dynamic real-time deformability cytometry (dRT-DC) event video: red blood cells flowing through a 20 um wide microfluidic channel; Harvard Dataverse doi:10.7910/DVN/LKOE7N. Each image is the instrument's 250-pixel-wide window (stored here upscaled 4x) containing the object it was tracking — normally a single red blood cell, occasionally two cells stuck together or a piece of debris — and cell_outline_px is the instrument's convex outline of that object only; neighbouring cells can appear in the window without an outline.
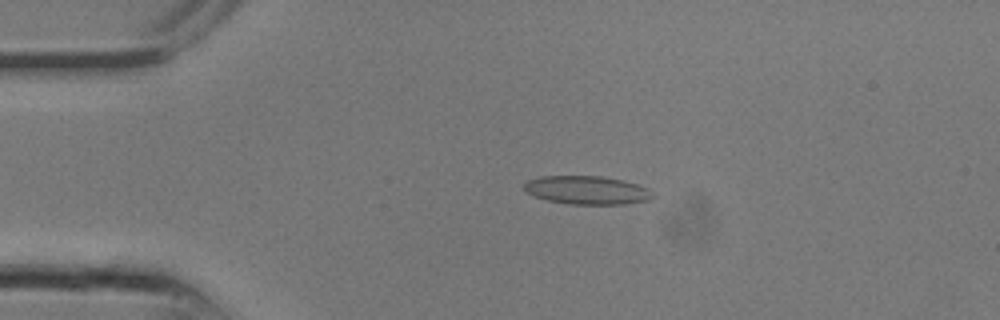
{"species": "common noctule bat (a hibernating species)", "species_latin": "Nyctalus noctula", "temperature_condition": "room temperature", "stored_images_in_passage": 11, "camera_frame_rate_fps": 3000, "um_per_image_px": 0.085, "animal": {"sex": "male", "body_mass_g": 13.3}, "frame": {"image": 1, "passage_image": 4, "time_ms": 1.0, "image_size_px": [1000, 320], "cell_outline_px": [[656, 196], [648, 200], [624, 204], [568, 204], [548, 200], [524, 192], [524, 184], [528, 180], [540, 176], [604, 176], [636, 184], [648, 188]], "centroid_in_image_um": [49.89, 16.16], "position_along_channel_um": 35.1, "area_um2": 21.27}}
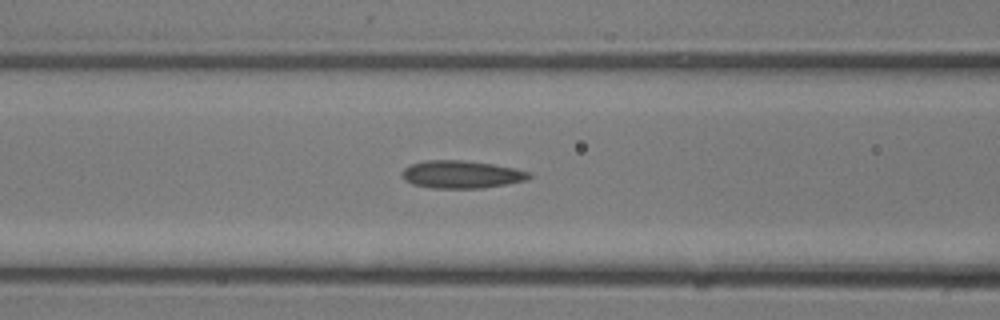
{"frame": {"image": 2, "passage_image": 9, "time_ms": 2.667, "image_size_px": [1000, 320], "cell_outline_px": [[532, 176], [528, 180], [484, 188], [432, 188], [412, 184], [404, 180], [404, 168], [412, 164], [428, 160], [460, 160], [492, 164], [516, 168], [532, 172]], "centroid_in_image_um": [39.29, 14.83], "position_along_channel_um": 127.3, "area_um2": 20.46}}
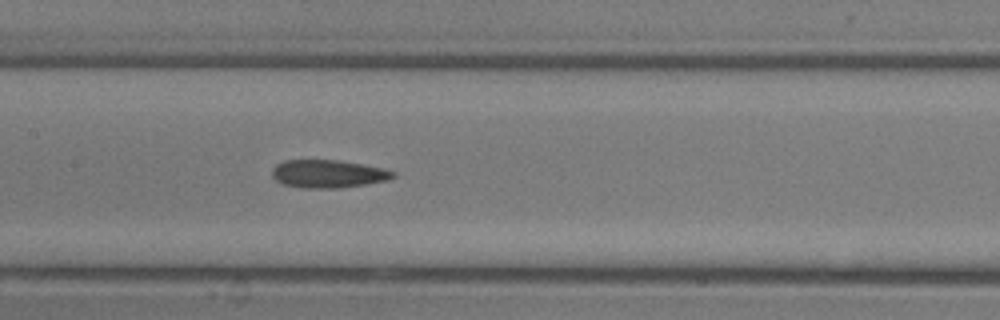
{"frame": {"image": 3, "passage_image": 11, "time_ms": 3.333, "image_size_px": [1000, 320], "cell_outline_px": [[396, 176], [388, 180], [364, 184], [336, 188], [304, 188], [284, 184], [276, 180], [272, 176], [272, 168], [276, 164], [284, 160], [336, 160], [384, 168], [396, 172]], "centroid_in_image_um": [27.88, 14.77], "position_along_channel_um": 179.5, "area_um2": 19.59}}